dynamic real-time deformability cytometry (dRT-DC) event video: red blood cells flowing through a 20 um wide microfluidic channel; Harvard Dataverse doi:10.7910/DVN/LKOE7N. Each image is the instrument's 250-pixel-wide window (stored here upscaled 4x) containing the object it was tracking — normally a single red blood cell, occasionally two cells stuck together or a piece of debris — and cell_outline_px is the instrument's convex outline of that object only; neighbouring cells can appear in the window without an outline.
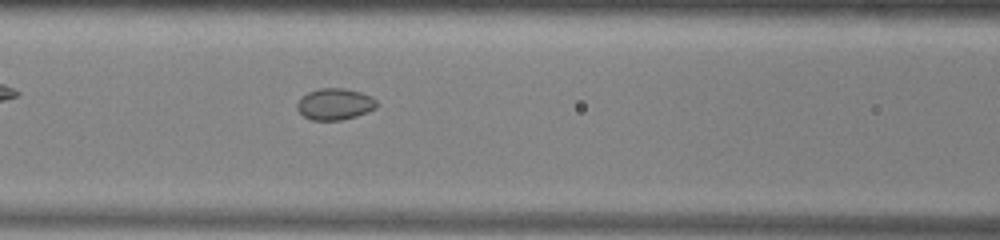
{"species": "common noctule bat (a hibernating species)", "species_latin": "Nyctalus noctula", "temperature_condition": "warm", "stored_images_in_passage": 51, "camera_frame_rate_fps": 3000, "um_per_image_px": 0.085, "animal": {"sex": "male", "body_mass_g": 13.0, "forearm_length_mm": 53.1}, "frame": {"image": 1, "passage_image": 21, "time_ms": 6.667, "image_size_px": [1000, 240], "cell_outline_px": [[376, 108], [368, 112], [356, 116], [340, 120], [312, 120], [304, 116], [296, 108], [296, 104], [300, 96], [308, 92], [320, 88], [344, 88], [360, 92], [372, 96], [376, 100]], "centroid_in_image_um": [28.44, 8.84], "position_along_channel_um": 138.2, "area_um2": 14.68}}
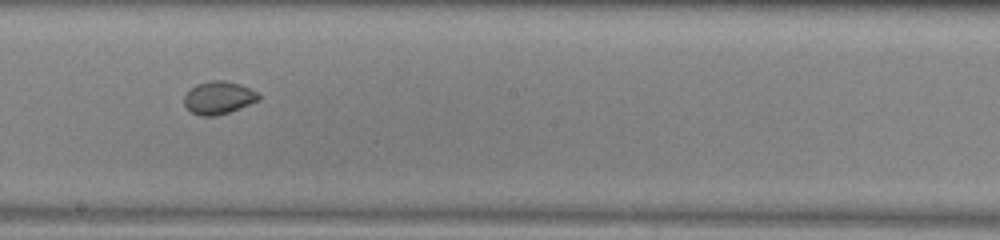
{"frame": {"image": 2, "passage_image": 28, "time_ms": 9.0, "image_size_px": [1000, 240], "cell_outline_px": [[260, 100], [240, 108], [216, 116], [200, 116], [192, 112], [184, 104], [184, 96], [196, 84], [212, 80], [224, 80], [240, 84], [256, 92], [260, 96]], "centroid_in_image_um": [18.58, 8.31], "position_along_channel_um": 229.6, "area_um2": 14.1}}
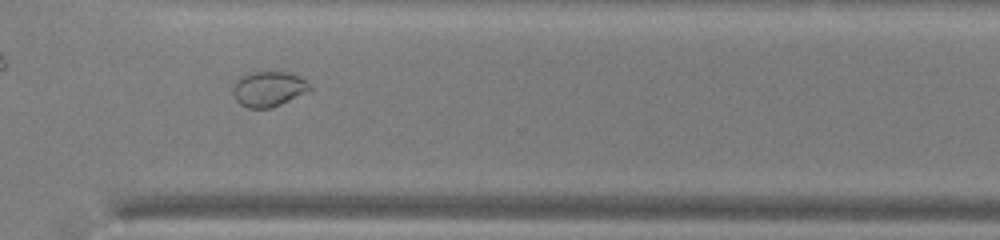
{"frame": {"image": 3, "passage_image": 37, "time_ms": 12.0, "image_size_px": [1000, 240], "cell_outline_px": [[312, 88], [308, 92], [272, 108], [248, 108], [240, 104], [236, 100], [232, 92], [232, 88], [236, 80], [244, 72], [288, 72], [300, 76]], "centroid_in_image_um": [22.8, 7.55], "position_along_channel_um": 347.8, "area_um2": 15.95}, "authors_computed_cell_mechanics": {"area_um2": 16.8776, "velocity_mm_per_s": 3.9307, "shape_relaxation_time_tau1_ms": null, "shape_relaxation_time_tau2_ms": 1.561, "deformation_change_tau1": null, "deformation_change_tau2": 0.0363}}